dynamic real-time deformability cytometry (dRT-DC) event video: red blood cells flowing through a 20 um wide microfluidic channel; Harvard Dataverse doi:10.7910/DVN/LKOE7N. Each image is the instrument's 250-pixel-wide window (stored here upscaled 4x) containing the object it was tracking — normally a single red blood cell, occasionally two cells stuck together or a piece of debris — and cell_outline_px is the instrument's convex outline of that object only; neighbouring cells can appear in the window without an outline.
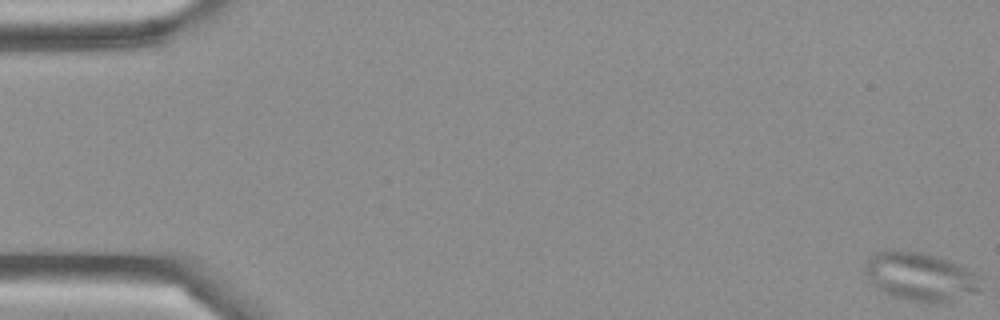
{"species": "Egyptian fruit bat (a non-hibernating species)", "species_latin": "Rousettus aegyptiacus", "temperature_condition": "cold", "stored_images_in_passage": 16, "camera_frame_rate_fps": 3000, "um_per_image_px": 0.085, "frame": {"image": 1, "passage_image": 1, "time_ms": 0.0, "image_size_px": [1000, 320], "cell_outline_px": [[980, 292], [948, 300], [912, 300], [892, 296], [884, 292], [864, 272], [864, 264], [868, 256], [872, 252], [920, 252], [960, 264], [980, 276]], "centroid_in_image_um": [78.24, 23.48], "position_along_channel_um": 6.8, "area_um2": 31.44}}